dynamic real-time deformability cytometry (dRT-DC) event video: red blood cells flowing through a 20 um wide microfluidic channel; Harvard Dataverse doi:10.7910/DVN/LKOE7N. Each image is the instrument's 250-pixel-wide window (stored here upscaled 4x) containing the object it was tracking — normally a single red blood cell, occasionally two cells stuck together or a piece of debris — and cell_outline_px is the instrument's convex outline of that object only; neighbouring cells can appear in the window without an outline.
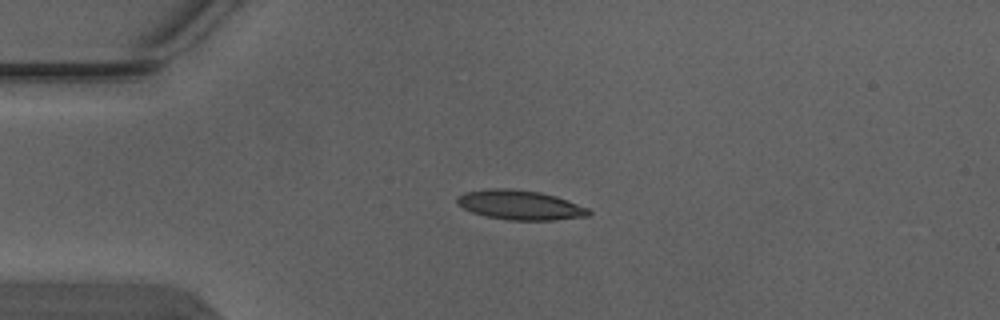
{"species": "Egyptian fruit bat (a non-hibernating species)", "species_latin": "Rousettus aegyptiacus", "temperature_condition": "warm", "stored_images_in_passage": 3, "camera_frame_rate_fps": 3000, "um_per_image_px": 0.085, "animal": {"sex": "male"}, "frame": {"image": 1, "passage_image": 2, "time_ms": 0.333, "image_size_px": [1000, 320], "cell_outline_px": [[592, 212], [588, 216], [552, 220], [508, 220], [484, 216], [472, 212], [456, 204], [456, 196], [464, 192], [488, 188], [512, 188], [540, 192], [556, 196], [588, 208]], "centroid_in_image_um": [44.16, 17.41], "position_along_channel_um": 40.8, "area_um2": 22.83}}